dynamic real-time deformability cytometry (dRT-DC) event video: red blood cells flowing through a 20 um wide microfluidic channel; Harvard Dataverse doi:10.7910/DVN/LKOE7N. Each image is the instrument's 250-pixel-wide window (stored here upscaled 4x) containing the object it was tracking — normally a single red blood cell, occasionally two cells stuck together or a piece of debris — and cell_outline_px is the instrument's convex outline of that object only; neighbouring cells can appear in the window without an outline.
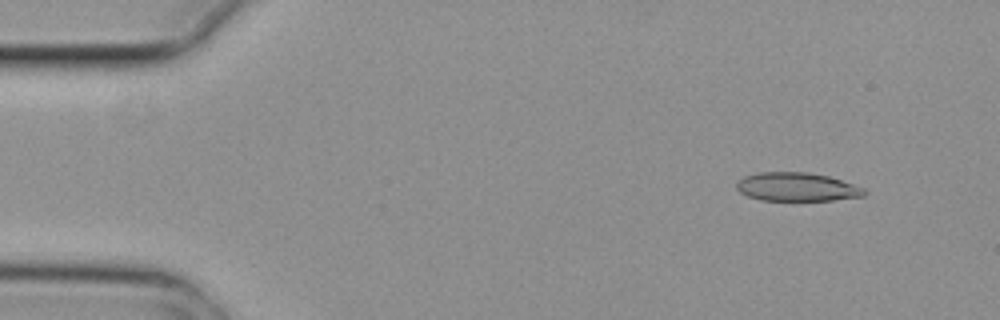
{"species": "common noctule bat (a hibernating species)", "species_latin": "Nyctalus noctula", "temperature_condition": "cold", "stored_images_in_passage": 5, "camera_frame_rate_fps": 3000, "um_per_image_px": 0.085, "animal": {"sex": "female", "body_mass_g": 29.2, "forearm_length_mm": 56.3}, "frame": {"image": 1, "passage_image": 2, "time_ms": 0.333, "image_size_px": [1000, 320], "cell_outline_px": [[868, 192], [864, 196], [832, 200], [760, 200], [748, 196], [740, 192], [736, 188], [736, 180], [744, 176], [760, 172], [808, 172], [828, 176], [864, 188]], "centroid_in_image_um": [67.71, 15.88], "position_along_channel_um": 17.3, "area_um2": 21.27}}
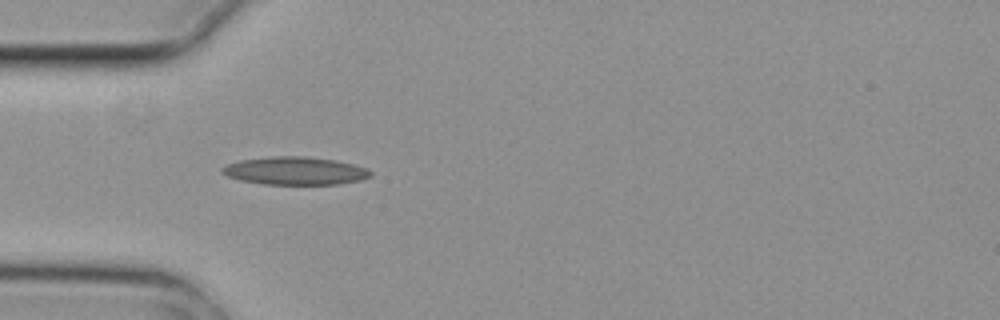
{"frame": {"image": 2, "passage_image": 4, "time_ms": 1.0, "image_size_px": [1000, 320], "cell_outline_px": [[372, 176], [360, 180], [340, 184], [264, 184], [240, 180], [228, 176], [220, 172], [220, 168], [228, 164], [240, 160], [272, 156], [304, 156], [336, 160], [368, 168], [372, 172]], "centroid_in_image_um": [25.09, 14.52], "position_along_channel_um": 59.9, "area_um2": 24.22}}
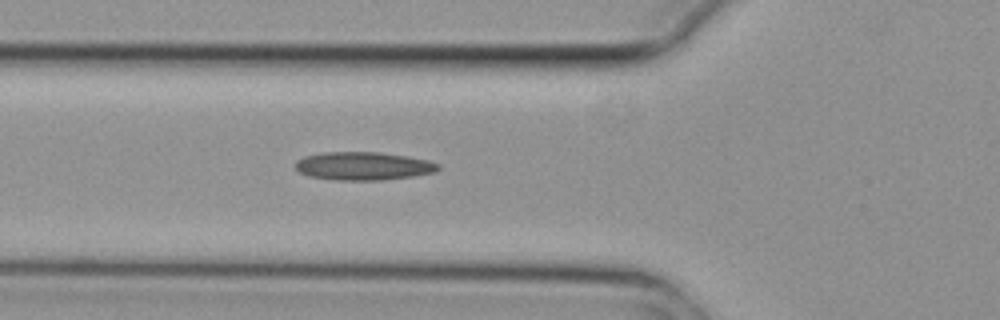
{"frame": {"image": 3, "passage_image": 5, "time_ms": 1.333, "image_size_px": [1000, 320], "cell_outline_px": [[440, 168], [436, 172], [412, 176], [384, 180], [336, 180], [308, 176], [300, 172], [296, 168], [296, 160], [304, 156], [324, 152], [380, 152], [408, 156], [428, 160], [440, 164]], "centroid_in_image_um": [30.9, 14.11], "position_along_channel_um": 94.9, "area_um2": 23.58}}